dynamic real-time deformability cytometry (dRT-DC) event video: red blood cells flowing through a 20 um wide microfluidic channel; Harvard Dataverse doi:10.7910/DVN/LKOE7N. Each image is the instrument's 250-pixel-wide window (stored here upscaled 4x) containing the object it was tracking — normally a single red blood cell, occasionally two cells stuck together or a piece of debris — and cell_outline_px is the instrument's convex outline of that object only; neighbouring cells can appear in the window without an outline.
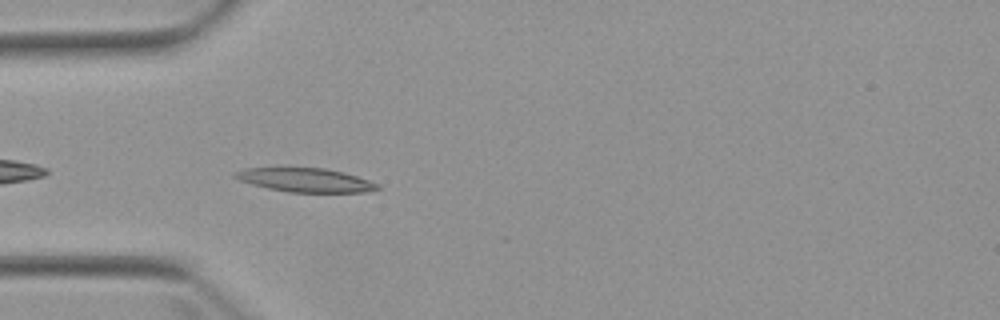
{"species": "Egyptian fruit bat (a non-hibernating species)", "species_latin": "Rousettus aegyptiacus", "temperature_condition": "warm", "stored_images_in_passage": 1, "camera_frame_rate_fps": 3000, "um_per_image_px": 0.085, "animal": {"sex": "female"}, "frame": {"image": 1, "passage_image": 1, "time_ms": 0.0, "image_size_px": [1000, 320], "cell_outline_px": [[380, 188], [368, 192], [288, 192], [268, 188], [252, 184], [240, 180], [232, 176], [232, 172], [244, 168], [324, 168], [344, 172], [380, 184]], "centroid_in_image_um": [25.95, 15.3], "position_along_channel_um": 59.0, "area_um2": 19.77}}